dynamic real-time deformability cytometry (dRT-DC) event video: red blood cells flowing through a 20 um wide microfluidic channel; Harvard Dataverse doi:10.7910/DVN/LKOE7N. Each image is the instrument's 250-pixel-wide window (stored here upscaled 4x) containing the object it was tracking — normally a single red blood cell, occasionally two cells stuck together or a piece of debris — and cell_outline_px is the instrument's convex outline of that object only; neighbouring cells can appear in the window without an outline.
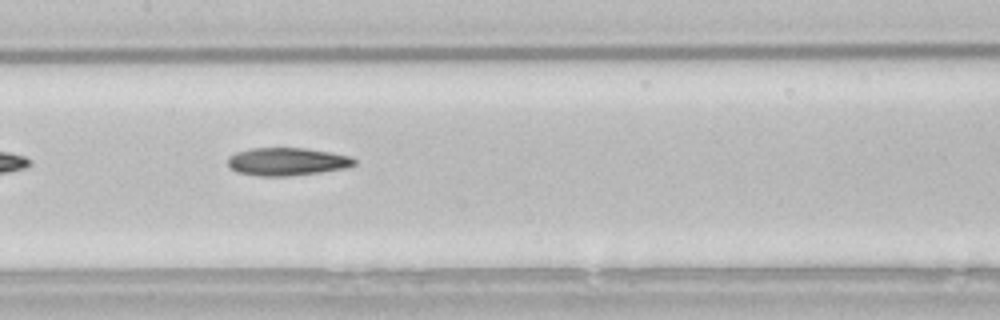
{"species": "common noctule bat (a hibernating species)", "species_latin": "Nyctalus noctula", "temperature_condition": "room temperature", "stored_images_in_passage": 23, "camera_frame_rate_fps": 3000, "um_per_image_px": 0.085, "animal": {"sex": "male", "body_mass_g": 21.5, "forearm_length_mm": 52.0}, "frame": {"image": 1, "passage_image": 10, "time_ms": 3.0, "image_size_px": [1000, 320], "cell_outline_px": [[356, 164], [348, 168], [320, 172], [288, 176], [256, 176], [236, 172], [228, 168], [228, 156], [236, 152], [252, 148], [304, 148], [332, 152], [352, 156], [356, 160]], "centroid_in_image_um": [24.4, 13.74], "position_along_channel_um": 183.0, "area_um2": 20.87}}
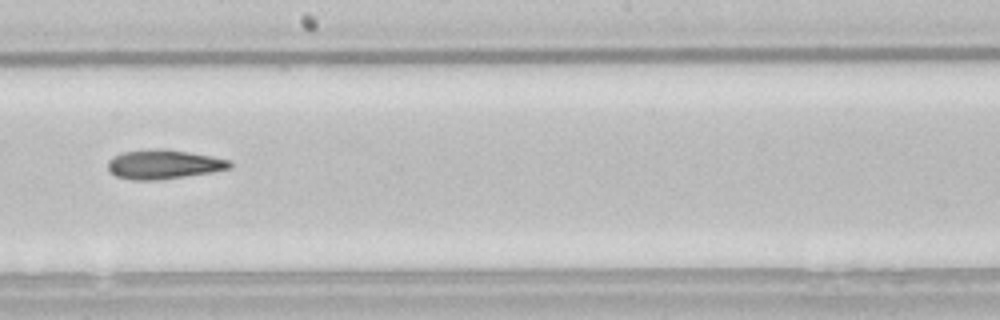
{"frame": {"image": 2, "passage_image": 14, "time_ms": 4.333, "image_size_px": [1000, 320], "cell_outline_px": [[232, 168], [212, 172], [156, 180], [132, 180], [116, 176], [108, 168], [108, 160], [112, 156], [124, 152], [156, 148], [160, 148], [188, 152], [212, 156], [232, 160]], "centroid_in_image_um": [13.93, 13.96], "position_along_channel_um": 234.3, "area_um2": 20.75}}